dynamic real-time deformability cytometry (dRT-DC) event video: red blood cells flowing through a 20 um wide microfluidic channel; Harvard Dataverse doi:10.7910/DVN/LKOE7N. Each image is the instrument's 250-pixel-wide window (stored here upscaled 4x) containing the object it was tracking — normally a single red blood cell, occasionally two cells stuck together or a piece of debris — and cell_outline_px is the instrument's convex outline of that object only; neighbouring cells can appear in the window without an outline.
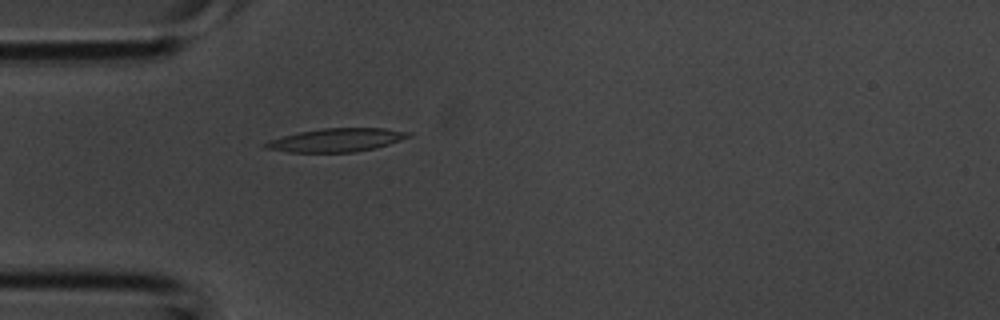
{"species": "common noctule bat (a hibernating species)", "species_latin": "Nyctalus noctula", "temperature_condition": "room temperature", "stored_images_in_passage": 32, "camera_frame_rate_fps": 3000, "um_per_image_px": 0.085, "animal": {"sex": "male", "body_mass_g": 20.1, "forearm_length_mm": 53.5}, "frame": {"image": 1, "passage_image": 5, "time_ms": 1.333, "image_size_px": [1000, 320], "cell_outline_px": [[412, 136], [376, 148], [352, 152], [288, 152], [264, 148], [260, 144], [268, 140], [300, 132], [324, 128], [384, 128], [412, 132]], "centroid_in_image_um": [28.59, 11.9], "position_along_channel_um": 56.4, "area_um2": 19.48}}
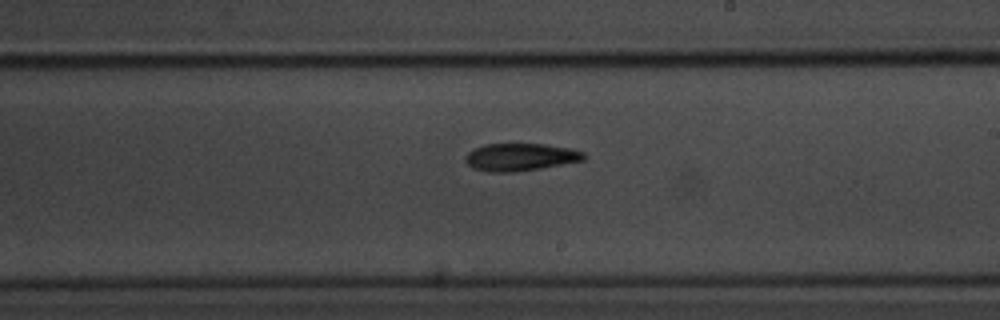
{"frame": {"image": 2, "passage_image": 16, "time_ms": 5.0, "image_size_px": [1000, 320], "cell_outline_px": [[584, 160], [540, 168], [512, 172], [488, 172], [472, 168], [464, 160], [464, 156], [468, 152], [484, 144], [544, 144], [572, 148], [584, 152]], "centroid_in_image_um": [44.2, 13.35], "position_along_channel_um": 244.8, "area_um2": 18.96}}
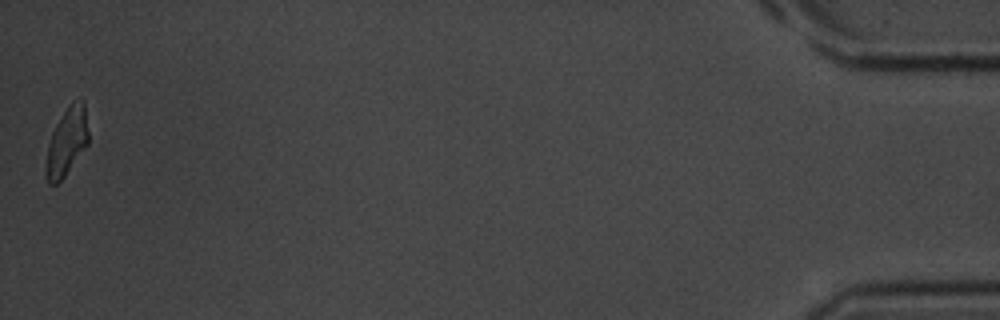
{"frame": {"image": 3, "passage_image": 32, "time_ms": 10.333, "image_size_px": [1000, 320], "cell_outline_px": [[88, 144], [64, 176], [56, 184], [48, 184], [44, 172], [44, 168], [48, 144], [52, 132], [56, 124], [68, 104], [72, 100], [80, 96], [84, 100], [88, 132]], "centroid_in_image_um": [5.67, 12.0], "position_along_channel_um": 429.5, "area_um2": 17.05}}